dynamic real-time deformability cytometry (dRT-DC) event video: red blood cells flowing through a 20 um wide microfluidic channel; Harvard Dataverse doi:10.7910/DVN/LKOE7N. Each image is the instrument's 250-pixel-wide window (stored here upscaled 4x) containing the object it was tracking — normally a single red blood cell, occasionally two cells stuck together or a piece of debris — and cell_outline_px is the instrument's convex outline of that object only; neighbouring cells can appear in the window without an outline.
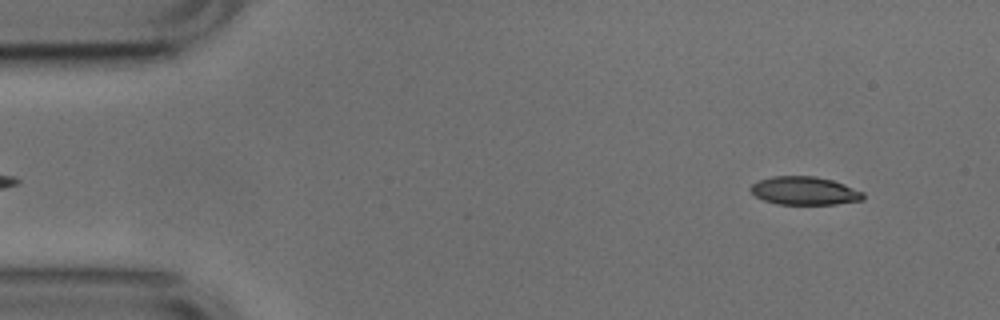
{"species": "common noctule bat (a hibernating species)", "species_latin": "Nyctalus noctula", "temperature_condition": "cold", "stored_images_in_passage": 12, "camera_frame_rate_fps": 3000, "um_per_image_px": 0.085, "animal": {"sex": "male", "body_mass_g": 17.9, "forearm_length_mm": 54.2}, "frame": {"image": 1, "passage_image": 3, "time_ms": 0.667, "image_size_px": [1000, 320], "cell_outline_px": [[864, 200], [836, 204], [776, 204], [764, 200], [756, 196], [748, 188], [752, 184], [760, 180], [772, 176], [816, 176], [832, 180], [844, 184], [864, 192]], "centroid_in_image_um": [68.39, 16.21], "position_along_channel_um": 16.6, "area_um2": 18.55}}
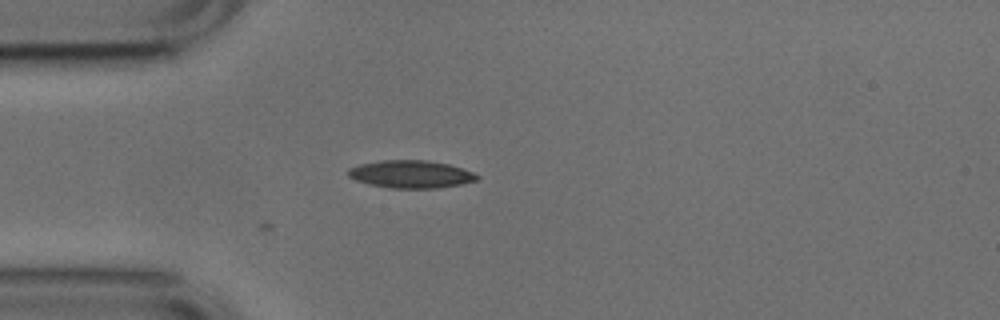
{"frame": {"image": 2, "passage_image": 12, "time_ms": 3.667, "image_size_px": [1000, 320], "cell_outline_px": [[480, 176], [476, 180], [460, 184], [436, 188], [392, 188], [372, 184], [356, 180], [348, 176], [348, 168], [360, 164], [384, 160], [428, 160], [448, 164], [464, 168]], "centroid_in_image_um": [34.94, 14.79], "position_along_channel_um": 50.1, "area_um2": 20.58}}